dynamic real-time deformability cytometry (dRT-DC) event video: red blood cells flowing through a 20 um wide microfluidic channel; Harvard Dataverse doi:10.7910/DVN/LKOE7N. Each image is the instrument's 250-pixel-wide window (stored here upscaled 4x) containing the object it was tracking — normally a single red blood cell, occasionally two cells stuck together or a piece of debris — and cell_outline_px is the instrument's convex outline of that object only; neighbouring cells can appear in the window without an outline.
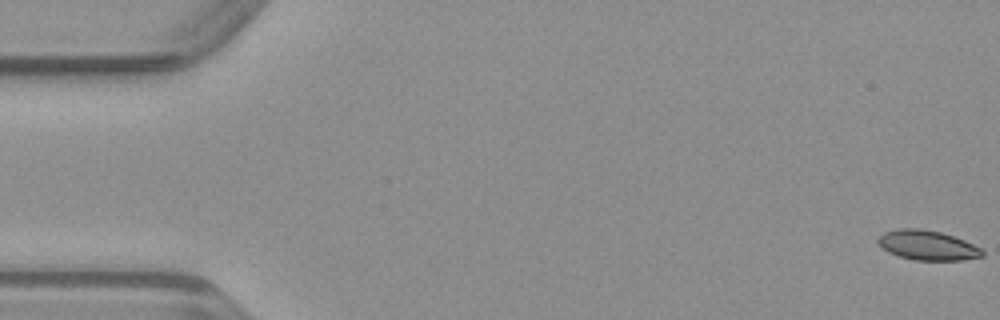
{"species": "common noctule bat (a hibernating species)", "species_latin": "Nyctalus noctula", "temperature_condition": "warm", "stored_images_in_passage": 10, "camera_frame_rate_fps": 3000, "um_per_image_px": 0.085, "animal": {"sex": "male", "body_mass_g": 23.1, "forearm_length_mm": 52.7}, "frame": {"image": 1, "passage_image": 1, "time_ms": 0.0, "image_size_px": [1000, 320], "cell_outline_px": [[984, 256], [964, 260], [916, 260], [900, 256], [888, 252], [880, 248], [876, 240], [884, 232], [896, 228], [920, 228], [940, 232], [964, 240], [980, 248], [984, 252]], "centroid_in_image_um": [78.8, 20.84], "position_along_channel_um": 6.2, "area_um2": 18.09}}